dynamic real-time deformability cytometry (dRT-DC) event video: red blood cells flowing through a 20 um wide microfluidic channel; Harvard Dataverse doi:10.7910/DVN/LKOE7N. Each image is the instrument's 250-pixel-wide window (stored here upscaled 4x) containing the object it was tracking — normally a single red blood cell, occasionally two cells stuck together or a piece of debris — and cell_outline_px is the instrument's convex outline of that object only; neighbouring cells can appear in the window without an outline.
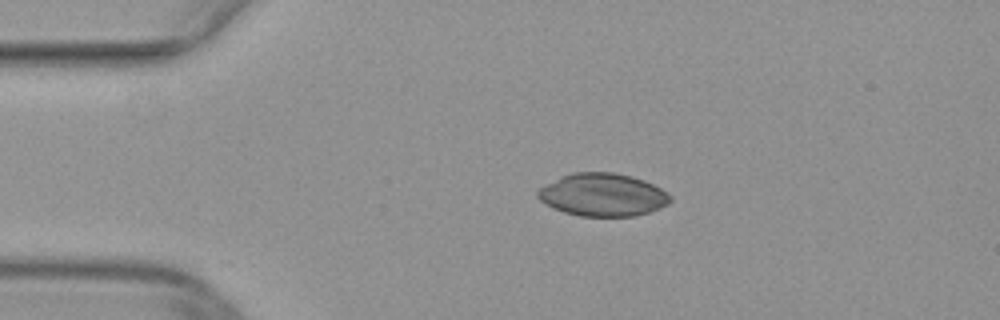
{"species": "common noctule bat (a hibernating species)", "species_latin": "Nyctalus noctula", "temperature_condition": "warm", "stored_images_in_passage": 6, "camera_frame_rate_fps": 3000, "um_per_image_px": 0.085, "animal": {"sex": "female", "body_mass_g": 29.2, "forearm_length_mm": 56.3}, "frame": {"image": 1, "passage_image": 1, "time_ms": 0.0, "image_size_px": [1000, 320], "cell_outline_px": [[672, 200], [668, 204], [660, 208], [648, 212], [632, 216], [580, 216], [564, 212], [552, 208], [540, 200], [536, 196], [536, 192], [540, 188], [560, 176], [572, 172], [612, 172], [632, 176], [644, 180], [668, 192], [672, 196]], "centroid_in_image_um": [51.23, 16.55], "position_along_channel_um": 33.8, "area_um2": 33.18}}